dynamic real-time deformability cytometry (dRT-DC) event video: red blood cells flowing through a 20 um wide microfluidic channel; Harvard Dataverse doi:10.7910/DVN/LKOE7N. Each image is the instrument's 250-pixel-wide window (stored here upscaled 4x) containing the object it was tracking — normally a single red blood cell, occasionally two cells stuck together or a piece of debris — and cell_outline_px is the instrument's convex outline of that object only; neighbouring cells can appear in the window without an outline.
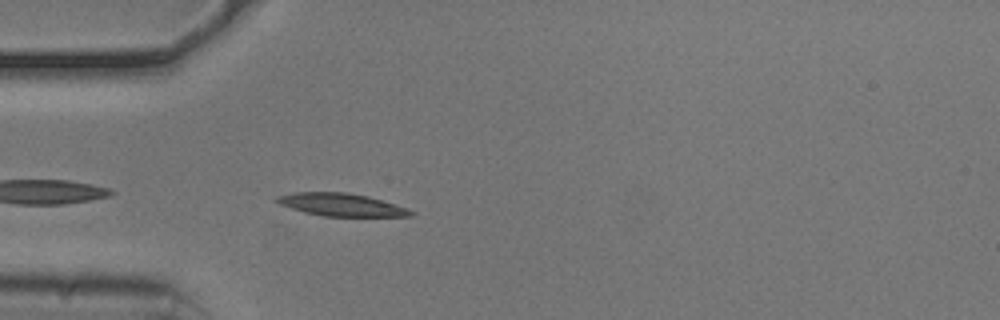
{"species": "common noctule bat (a hibernating species)", "species_latin": "Nyctalus noctula", "temperature_condition": "cold", "stored_images_in_passage": 41, "camera_frame_rate_fps": 3000, "um_per_image_px": 0.085, "animal": {"sex": "male", "body_mass_g": 20.5, "forearm_length_mm": 52.5}, "frame": {"image": 1, "passage_image": 3, "time_ms": 0.667, "image_size_px": [1000, 320], "cell_outline_px": [[416, 212], [412, 216], [324, 216], [304, 212], [280, 204], [272, 200], [276, 196], [292, 192], [344, 192], [368, 196], [408, 208]], "centroid_in_image_um": [28.99, 17.39], "position_along_channel_um": 56.0, "area_um2": 17.74}}
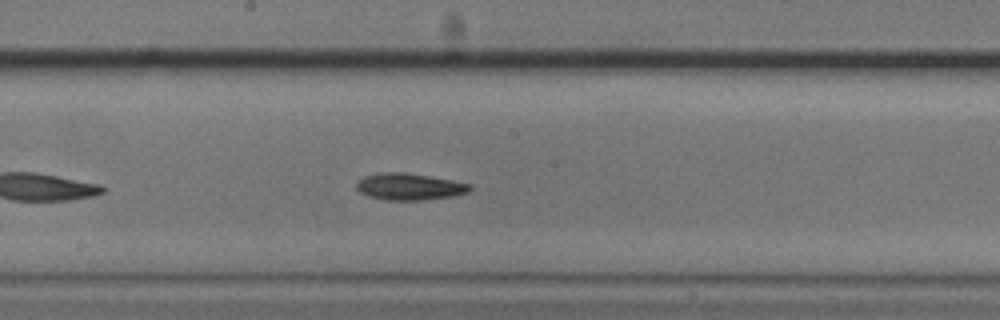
{"frame": {"image": 2, "passage_image": 16, "time_ms": 5.0, "image_size_px": [1000, 320], "cell_outline_px": [[472, 188], [468, 192], [452, 196], [424, 200], [384, 200], [368, 196], [360, 192], [356, 188], [356, 184], [364, 176], [380, 172], [404, 172], [452, 180], [472, 184]], "centroid_in_image_um": [34.79, 15.87], "position_along_channel_um": 213.4, "area_um2": 17.69}}
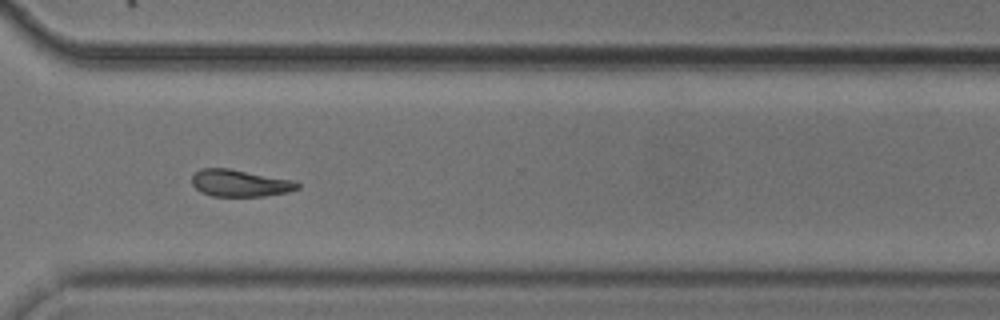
{"frame": {"image": 3, "passage_image": 27, "time_ms": 8.667, "image_size_px": [1000, 320], "cell_outline_px": [[300, 188], [288, 192], [264, 196], [212, 196], [200, 192], [192, 184], [192, 176], [200, 168], [228, 168], [296, 180], [300, 184]], "centroid_in_image_um": [20.42, 15.56], "position_along_channel_um": 350.2, "area_um2": 16.76}, "authors_computed_cell_mechanics": {"area_um2": 17.051, "velocity_mm_per_s": 3.7496, "shape_relaxation_time_tau1_ms": 3.1304, "shape_relaxation_time_tau2_ms": null, "deformation_change_tau1": 0.1341, "deformation_change_tau2": null}}